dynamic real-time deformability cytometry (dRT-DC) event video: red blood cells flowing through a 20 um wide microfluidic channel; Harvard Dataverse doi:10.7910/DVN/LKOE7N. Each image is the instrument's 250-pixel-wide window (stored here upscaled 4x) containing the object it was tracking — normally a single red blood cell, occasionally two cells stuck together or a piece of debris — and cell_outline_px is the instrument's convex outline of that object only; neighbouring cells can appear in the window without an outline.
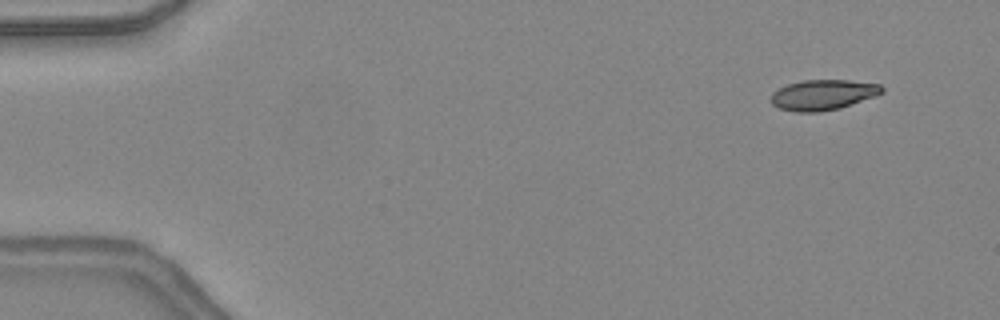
{"species": "common noctule bat (a hibernating species)", "species_latin": "Nyctalus noctula", "temperature_condition": "warm", "stored_images_in_passage": 11, "camera_frame_rate_fps": 3000, "um_per_image_px": 0.085, "animal": {"sex": "female", "body_mass_g": 24.6, "forearm_length_mm": 56.2}, "frame": {"image": 1, "passage_image": 4, "time_ms": 1.0, "image_size_px": [1000, 320], "cell_outline_px": [[884, 92], [876, 96], [840, 108], [820, 112], [796, 112], [780, 108], [772, 104], [772, 92], [788, 84], [804, 80], [848, 80], [880, 84], [884, 88]], "centroid_in_image_um": [69.99, 8.06], "position_along_channel_um": 15.0, "area_um2": 19.59}}